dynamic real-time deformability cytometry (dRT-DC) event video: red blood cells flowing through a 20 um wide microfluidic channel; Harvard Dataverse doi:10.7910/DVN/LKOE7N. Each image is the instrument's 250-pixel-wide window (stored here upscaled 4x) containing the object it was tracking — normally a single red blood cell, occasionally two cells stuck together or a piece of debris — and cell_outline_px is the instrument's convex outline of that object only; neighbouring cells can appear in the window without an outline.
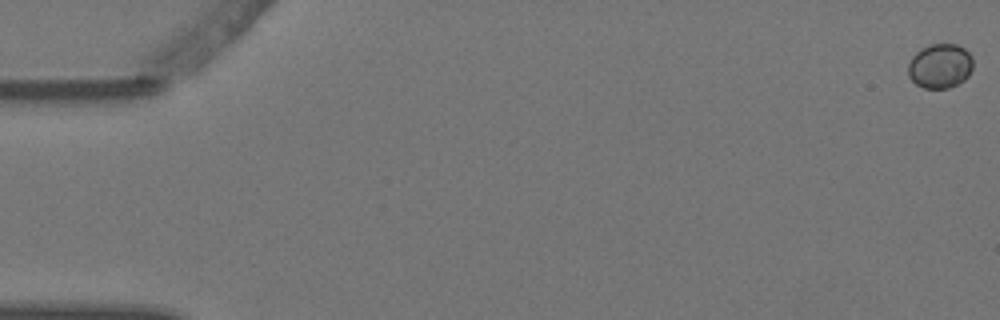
{"species": "Egyptian fruit bat (a non-hibernating species)", "species_latin": "Rousettus aegyptiacus", "temperature_condition": "warm", "stored_images_in_passage": 7, "camera_frame_rate_fps": 3000, "um_per_image_px": 0.085, "animal": {"sex": "female"}, "frame": {"image": 1, "passage_image": 1, "time_ms": 0.0, "image_size_px": [1000, 320], "cell_outline_px": [[972, 68], [968, 76], [964, 80], [948, 88], [924, 88], [916, 84], [908, 76], [908, 64], [912, 56], [920, 48], [928, 44], [956, 44], [964, 48], [972, 56]], "centroid_in_image_um": [79.89, 5.59], "position_along_channel_um": 5.1, "area_um2": 16.94}}
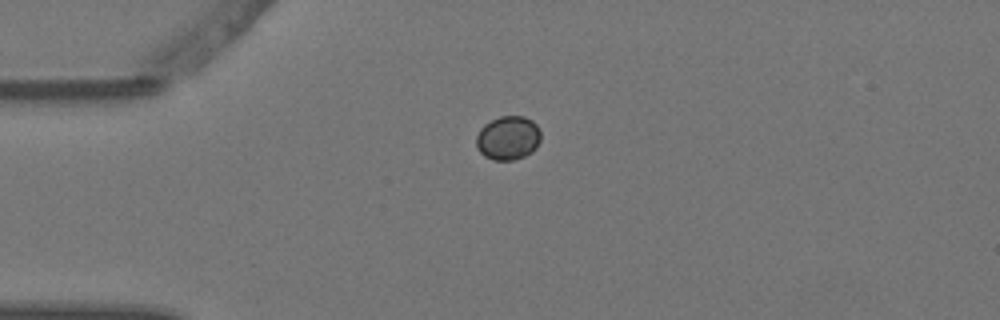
{"frame": {"image": 2, "passage_image": 5, "time_ms": 1.333, "image_size_px": [1000, 320], "cell_outline_px": [[540, 140], [536, 148], [532, 152], [524, 156], [512, 160], [492, 160], [484, 156], [476, 148], [476, 136], [480, 128], [484, 124], [500, 116], [524, 116], [532, 120], [540, 128]], "centroid_in_image_um": [43.18, 11.72], "position_along_channel_um": 41.8, "area_um2": 16.7}}
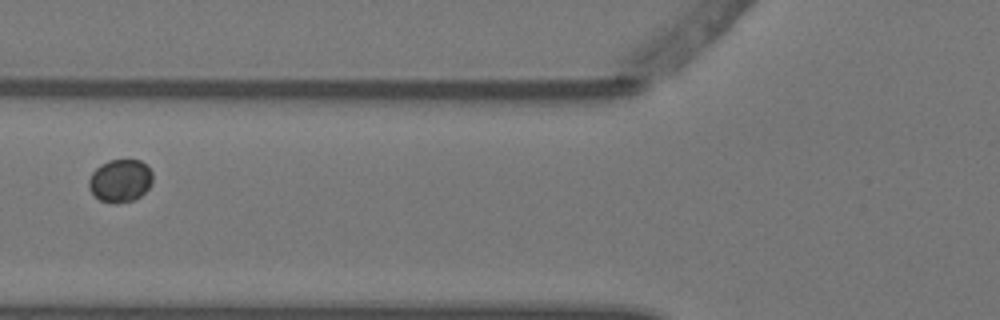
{"frame": {"image": 3, "passage_image": 7, "time_ms": 2.0, "image_size_px": [1000, 320], "cell_outline_px": [[152, 184], [140, 196], [132, 200], [116, 204], [100, 200], [88, 188], [88, 180], [92, 172], [100, 164], [108, 160], [140, 160], [148, 164], [152, 172]], "centroid_in_image_um": [10.22, 15.34], "position_along_channel_um": 115.6, "area_um2": 16.07}}